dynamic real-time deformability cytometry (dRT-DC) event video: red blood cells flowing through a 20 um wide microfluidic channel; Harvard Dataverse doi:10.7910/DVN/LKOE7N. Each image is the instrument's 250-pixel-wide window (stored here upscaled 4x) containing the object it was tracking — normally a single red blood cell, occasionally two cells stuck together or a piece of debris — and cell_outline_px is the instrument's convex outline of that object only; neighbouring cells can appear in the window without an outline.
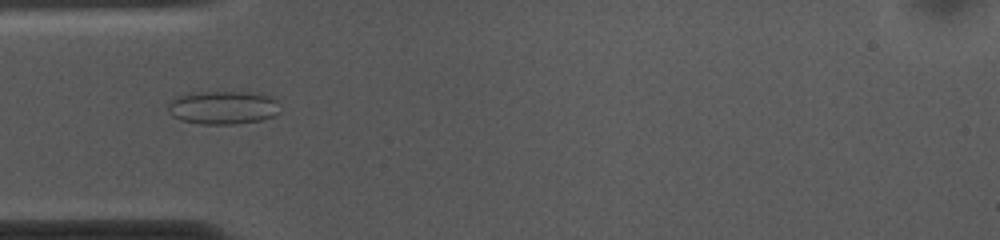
{"species": "common noctule bat (a hibernating species)", "species_latin": "Nyctalus noctula", "temperature_condition": "cold", "stored_images_in_passage": 53, "camera_frame_rate_fps": 3000, "um_per_image_px": 0.085, "animal": {"sex": "female", "body_mass_g": 10.0, "forearm_length_mm": 53.1}, "frame": {"image": 1, "passage_image": 15, "time_ms": 4.667, "image_size_px": [1000, 240], "cell_outline_px": [[280, 112], [276, 116], [260, 120], [236, 124], [200, 124], [180, 120], [172, 116], [168, 112], [168, 104], [172, 96], [204, 92], [248, 92], [272, 96], [276, 100]], "centroid_in_image_um": [18.94, 9.15], "position_along_channel_um": 66.1, "area_um2": 22.02}}
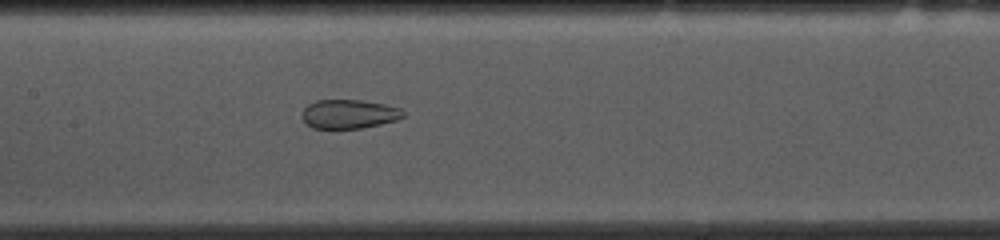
{"frame": {"image": 2, "passage_image": 24, "time_ms": 7.667, "image_size_px": [1000, 240], "cell_outline_px": [[404, 116], [396, 120], [364, 128], [312, 128], [304, 124], [304, 108], [308, 104], [316, 100], [360, 100], [384, 104], [400, 108], [404, 112]], "centroid_in_image_um": [29.66, 9.69], "position_along_channel_um": 177.7, "area_um2": 16.99}}
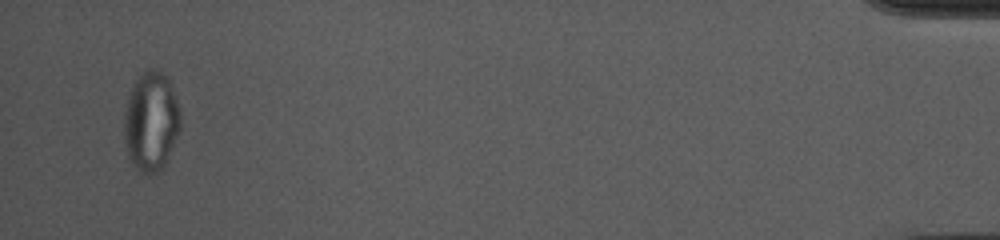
{"frame": {"image": 3, "passage_image": 51, "time_ms": 16.667, "image_size_px": [1000, 240], "cell_outline_px": [[180, 128], [164, 164], [156, 172], [140, 172], [132, 164], [128, 156], [124, 144], [124, 116], [132, 84], [140, 72], [148, 68], [152, 68], [160, 72], [168, 80], [176, 100], [180, 112]], "centroid_in_image_um": [12.8, 10.3], "position_along_channel_um": 422.4, "area_um2": 32.14}, "authors_computed_cell_mechanics": {"area_um2": 26.1834, "velocity_mm_per_s": 3.6968, "shape_relaxation_time_tau1_ms": null, "shape_relaxation_time_tau2_ms": 1.2937, "deformation_change_tau1": null, "deformation_change_tau2": 0.0633}}